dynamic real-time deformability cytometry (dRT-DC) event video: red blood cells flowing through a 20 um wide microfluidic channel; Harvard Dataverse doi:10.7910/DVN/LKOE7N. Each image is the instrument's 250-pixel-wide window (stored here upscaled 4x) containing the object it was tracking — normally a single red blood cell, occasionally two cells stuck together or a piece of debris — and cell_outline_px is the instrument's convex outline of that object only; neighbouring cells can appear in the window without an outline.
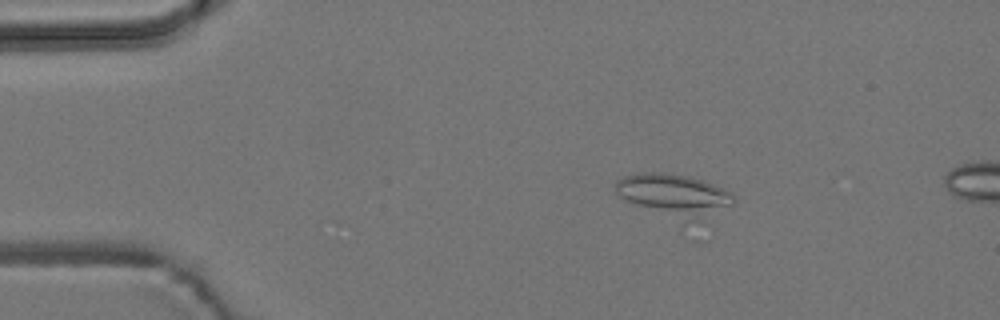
{"species": "common noctule bat (a hibernating species)", "species_latin": "Nyctalus noctula", "temperature_condition": "room temperature", "stored_images_in_passage": 5, "camera_frame_rate_fps": 3000, "um_per_image_px": 0.085, "animal": {"sex": "male", "body_mass_g": 19.2, "forearm_length_mm": 51.8}, "frame": {"image": 1, "passage_image": 3, "time_ms": 2.333, "image_size_px": [1000, 320], "cell_outline_px": [[736, 200], [732, 204], [700, 220], [684, 224], [628, 200], [620, 196], [616, 192], [616, 180], [624, 176], [636, 172], [664, 172], [688, 176], [712, 184], [732, 192], [736, 196]], "centroid_in_image_um": [57.33, 16.59], "position_along_channel_um": 27.7, "area_um2": 29.02}}